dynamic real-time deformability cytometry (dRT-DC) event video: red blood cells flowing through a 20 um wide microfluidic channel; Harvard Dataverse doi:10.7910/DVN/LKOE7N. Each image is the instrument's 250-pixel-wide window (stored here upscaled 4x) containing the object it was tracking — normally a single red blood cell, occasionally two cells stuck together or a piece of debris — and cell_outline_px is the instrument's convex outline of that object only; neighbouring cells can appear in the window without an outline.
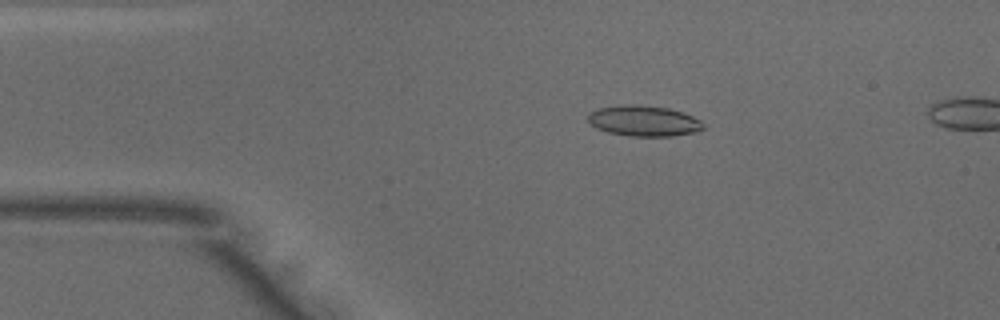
{"species": "common noctule bat (a hibernating species)", "species_latin": "Nyctalus noctula", "temperature_condition": "warm", "stored_images_in_passage": 47, "camera_frame_rate_fps": 3000, "um_per_image_px": 0.085, "animal": {"sex": "male", "body_mass_g": 18.8}, "frame": {"image": 1, "passage_image": 9, "time_ms": 2.667, "image_size_px": [1000, 320], "cell_outline_px": [[704, 128], [696, 132], [672, 136], [628, 136], [608, 132], [596, 128], [588, 124], [588, 112], [596, 108], [624, 104], [636, 104], [668, 108], [684, 112], [700, 120], [704, 124]], "centroid_in_image_um": [54.69, 10.27], "position_along_channel_um": 30.3, "area_um2": 20.92}}
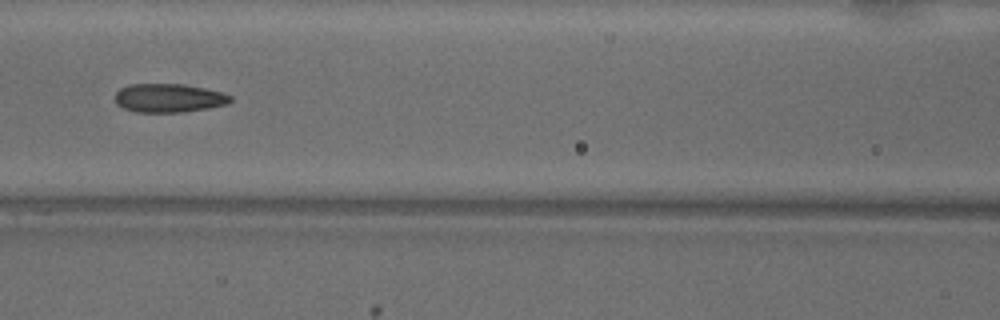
{"frame": {"image": 2, "passage_image": 21, "time_ms": 6.667, "image_size_px": [1000, 320], "cell_outline_px": [[232, 100], [228, 104], [208, 108], [184, 112], [136, 112], [124, 108], [116, 104], [116, 92], [120, 88], [128, 84], [184, 84], [224, 92], [232, 96]], "centroid_in_image_um": [14.37, 8.33], "position_along_channel_um": 152.2, "area_um2": 19.42}}
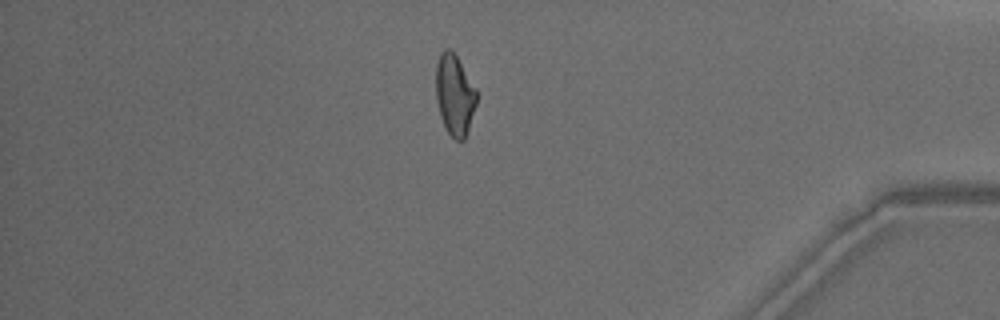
{"frame": {"image": 3, "passage_image": 42, "time_ms": 13.667, "image_size_px": [1000, 320], "cell_outline_px": [[476, 104], [464, 140], [456, 140], [448, 132], [440, 116], [436, 100], [436, 64], [440, 52], [444, 48], [448, 48], [456, 56], [476, 88]], "centroid_in_image_um": [38.62, 8.04], "position_along_channel_um": 396.6, "area_um2": 18.9}, "authors_computed_cell_mechanics": {"area_um2": 19.8254, "velocity_mm_per_s": 4.0404, "shape_relaxation_time_tau1_ms": 10.7695, "shape_relaxation_time_tau2_ms": 1.9458, "deformation_change_tau1": 0.2119, "deformation_change_tau2": 0.0995}}